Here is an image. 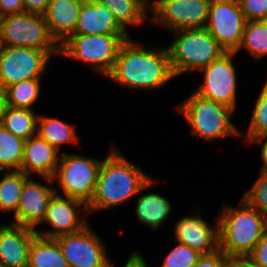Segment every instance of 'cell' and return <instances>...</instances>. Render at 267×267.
<instances>
[{"label": "cell", "instance_id": "6da1fadb", "mask_svg": "<svg viewBox=\"0 0 267 267\" xmlns=\"http://www.w3.org/2000/svg\"><path fill=\"white\" fill-rule=\"evenodd\" d=\"M129 37L120 46L114 67L106 77L111 83L130 90L164 88L176 78L167 47L143 46Z\"/></svg>", "mask_w": 267, "mask_h": 267}, {"label": "cell", "instance_id": "7a4b0ae2", "mask_svg": "<svg viewBox=\"0 0 267 267\" xmlns=\"http://www.w3.org/2000/svg\"><path fill=\"white\" fill-rule=\"evenodd\" d=\"M157 180L144 173L142 167L126 159L114 145L102 160L91 202L89 214L116 208L133 196L151 188Z\"/></svg>", "mask_w": 267, "mask_h": 267}, {"label": "cell", "instance_id": "3957f363", "mask_svg": "<svg viewBox=\"0 0 267 267\" xmlns=\"http://www.w3.org/2000/svg\"><path fill=\"white\" fill-rule=\"evenodd\" d=\"M239 207L223 205L217 214L219 245L228 258H246L267 231V217L242 198Z\"/></svg>", "mask_w": 267, "mask_h": 267}, {"label": "cell", "instance_id": "277c9868", "mask_svg": "<svg viewBox=\"0 0 267 267\" xmlns=\"http://www.w3.org/2000/svg\"><path fill=\"white\" fill-rule=\"evenodd\" d=\"M175 108L190 125L192 136L208 142L240 136V129L231 120L235 110L225 104L205 99L192 92Z\"/></svg>", "mask_w": 267, "mask_h": 267}, {"label": "cell", "instance_id": "5b68a950", "mask_svg": "<svg viewBox=\"0 0 267 267\" xmlns=\"http://www.w3.org/2000/svg\"><path fill=\"white\" fill-rule=\"evenodd\" d=\"M171 34L173 41L166 47L175 77L197 72L226 52L205 27L180 29Z\"/></svg>", "mask_w": 267, "mask_h": 267}, {"label": "cell", "instance_id": "8992f818", "mask_svg": "<svg viewBox=\"0 0 267 267\" xmlns=\"http://www.w3.org/2000/svg\"><path fill=\"white\" fill-rule=\"evenodd\" d=\"M129 37L130 34H72L60 44V55L88 64L106 78L114 67L121 44Z\"/></svg>", "mask_w": 267, "mask_h": 267}, {"label": "cell", "instance_id": "52a82bcc", "mask_svg": "<svg viewBox=\"0 0 267 267\" xmlns=\"http://www.w3.org/2000/svg\"><path fill=\"white\" fill-rule=\"evenodd\" d=\"M102 160L62 151L51 177L52 182H55L53 186H57L54 188L55 193L79 200L87 206L94 194Z\"/></svg>", "mask_w": 267, "mask_h": 267}, {"label": "cell", "instance_id": "ba28073f", "mask_svg": "<svg viewBox=\"0 0 267 267\" xmlns=\"http://www.w3.org/2000/svg\"><path fill=\"white\" fill-rule=\"evenodd\" d=\"M0 46L60 51L44 16L28 12L0 18Z\"/></svg>", "mask_w": 267, "mask_h": 267}, {"label": "cell", "instance_id": "9c48e42d", "mask_svg": "<svg viewBox=\"0 0 267 267\" xmlns=\"http://www.w3.org/2000/svg\"><path fill=\"white\" fill-rule=\"evenodd\" d=\"M60 51L0 46V89L29 79H43L52 56Z\"/></svg>", "mask_w": 267, "mask_h": 267}, {"label": "cell", "instance_id": "30bf717a", "mask_svg": "<svg viewBox=\"0 0 267 267\" xmlns=\"http://www.w3.org/2000/svg\"><path fill=\"white\" fill-rule=\"evenodd\" d=\"M236 52H225L208 66L200 69L203 83L194 92L199 96L225 104L236 111L237 108V69L234 66Z\"/></svg>", "mask_w": 267, "mask_h": 267}, {"label": "cell", "instance_id": "8fae6325", "mask_svg": "<svg viewBox=\"0 0 267 267\" xmlns=\"http://www.w3.org/2000/svg\"><path fill=\"white\" fill-rule=\"evenodd\" d=\"M211 0H158L150 8L149 23L170 33L186 28H202L208 20Z\"/></svg>", "mask_w": 267, "mask_h": 267}, {"label": "cell", "instance_id": "7c38bea8", "mask_svg": "<svg viewBox=\"0 0 267 267\" xmlns=\"http://www.w3.org/2000/svg\"><path fill=\"white\" fill-rule=\"evenodd\" d=\"M54 239L69 267H111L107 246L90 224L81 231Z\"/></svg>", "mask_w": 267, "mask_h": 267}, {"label": "cell", "instance_id": "4fadbf2b", "mask_svg": "<svg viewBox=\"0 0 267 267\" xmlns=\"http://www.w3.org/2000/svg\"><path fill=\"white\" fill-rule=\"evenodd\" d=\"M246 21L238 0H211L205 28L226 52H236Z\"/></svg>", "mask_w": 267, "mask_h": 267}, {"label": "cell", "instance_id": "5bb4252c", "mask_svg": "<svg viewBox=\"0 0 267 267\" xmlns=\"http://www.w3.org/2000/svg\"><path fill=\"white\" fill-rule=\"evenodd\" d=\"M86 214L89 215L87 206L83 202L55 193L42 221L38 224L40 226L45 223L44 225L47 224L52 229L43 228V230H37L36 233L46 238L76 233L89 224Z\"/></svg>", "mask_w": 267, "mask_h": 267}, {"label": "cell", "instance_id": "9a60e30c", "mask_svg": "<svg viewBox=\"0 0 267 267\" xmlns=\"http://www.w3.org/2000/svg\"><path fill=\"white\" fill-rule=\"evenodd\" d=\"M40 178L45 181V184L33 180L32 176L24 182L17 211L14 214V219L11 218L10 222L31 228L35 232L39 230L38 224L42 221L49 202L55 194L52 179L49 177ZM46 184H51V186Z\"/></svg>", "mask_w": 267, "mask_h": 267}, {"label": "cell", "instance_id": "2e32d148", "mask_svg": "<svg viewBox=\"0 0 267 267\" xmlns=\"http://www.w3.org/2000/svg\"><path fill=\"white\" fill-rule=\"evenodd\" d=\"M200 212L198 209L175 223L173 241L188 245L200 254H211L220 249L218 219L211 226Z\"/></svg>", "mask_w": 267, "mask_h": 267}, {"label": "cell", "instance_id": "e0dca14e", "mask_svg": "<svg viewBox=\"0 0 267 267\" xmlns=\"http://www.w3.org/2000/svg\"><path fill=\"white\" fill-rule=\"evenodd\" d=\"M7 223L0 224V262L5 267H28L30 247L37 233L10 221Z\"/></svg>", "mask_w": 267, "mask_h": 267}, {"label": "cell", "instance_id": "ac0fdd59", "mask_svg": "<svg viewBox=\"0 0 267 267\" xmlns=\"http://www.w3.org/2000/svg\"><path fill=\"white\" fill-rule=\"evenodd\" d=\"M61 153L38 134L25 141L20 170L28 176L51 178L58 166Z\"/></svg>", "mask_w": 267, "mask_h": 267}, {"label": "cell", "instance_id": "d6986e66", "mask_svg": "<svg viewBox=\"0 0 267 267\" xmlns=\"http://www.w3.org/2000/svg\"><path fill=\"white\" fill-rule=\"evenodd\" d=\"M74 34H129L115 19L112 11L100 3L81 5Z\"/></svg>", "mask_w": 267, "mask_h": 267}, {"label": "cell", "instance_id": "ffe728a7", "mask_svg": "<svg viewBox=\"0 0 267 267\" xmlns=\"http://www.w3.org/2000/svg\"><path fill=\"white\" fill-rule=\"evenodd\" d=\"M81 5L77 0H50L43 14L51 36L60 45L77 26Z\"/></svg>", "mask_w": 267, "mask_h": 267}, {"label": "cell", "instance_id": "44dd1931", "mask_svg": "<svg viewBox=\"0 0 267 267\" xmlns=\"http://www.w3.org/2000/svg\"><path fill=\"white\" fill-rule=\"evenodd\" d=\"M135 214L137 220L154 231L160 229L171 215L172 206L163 195L150 192L139 196L136 201Z\"/></svg>", "mask_w": 267, "mask_h": 267}, {"label": "cell", "instance_id": "7402d4cb", "mask_svg": "<svg viewBox=\"0 0 267 267\" xmlns=\"http://www.w3.org/2000/svg\"><path fill=\"white\" fill-rule=\"evenodd\" d=\"M75 128L72 123L39 114L37 134L60 153H62L60 150L63 144L79 143Z\"/></svg>", "mask_w": 267, "mask_h": 267}, {"label": "cell", "instance_id": "603a6c76", "mask_svg": "<svg viewBox=\"0 0 267 267\" xmlns=\"http://www.w3.org/2000/svg\"><path fill=\"white\" fill-rule=\"evenodd\" d=\"M107 6L116 21L129 32V26L138 27L150 20V9L141 0H98Z\"/></svg>", "mask_w": 267, "mask_h": 267}, {"label": "cell", "instance_id": "cb8c5ba5", "mask_svg": "<svg viewBox=\"0 0 267 267\" xmlns=\"http://www.w3.org/2000/svg\"><path fill=\"white\" fill-rule=\"evenodd\" d=\"M28 267H69V264L54 238L36 235L29 251Z\"/></svg>", "mask_w": 267, "mask_h": 267}, {"label": "cell", "instance_id": "d4e9b609", "mask_svg": "<svg viewBox=\"0 0 267 267\" xmlns=\"http://www.w3.org/2000/svg\"><path fill=\"white\" fill-rule=\"evenodd\" d=\"M39 114L32 109L6 106L1 124L15 136L27 140L37 134Z\"/></svg>", "mask_w": 267, "mask_h": 267}, {"label": "cell", "instance_id": "484cf974", "mask_svg": "<svg viewBox=\"0 0 267 267\" xmlns=\"http://www.w3.org/2000/svg\"><path fill=\"white\" fill-rule=\"evenodd\" d=\"M0 177V212L17 211L24 182L30 177L21 170H9Z\"/></svg>", "mask_w": 267, "mask_h": 267}, {"label": "cell", "instance_id": "4316f807", "mask_svg": "<svg viewBox=\"0 0 267 267\" xmlns=\"http://www.w3.org/2000/svg\"><path fill=\"white\" fill-rule=\"evenodd\" d=\"M240 49H244L254 60L267 57V20L246 21L237 54Z\"/></svg>", "mask_w": 267, "mask_h": 267}, {"label": "cell", "instance_id": "83f0119b", "mask_svg": "<svg viewBox=\"0 0 267 267\" xmlns=\"http://www.w3.org/2000/svg\"><path fill=\"white\" fill-rule=\"evenodd\" d=\"M41 81L43 79H29L6 87L3 91L7 106L34 110L33 105L41 95Z\"/></svg>", "mask_w": 267, "mask_h": 267}, {"label": "cell", "instance_id": "f1b7e54d", "mask_svg": "<svg viewBox=\"0 0 267 267\" xmlns=\"http://www.w3.org/2000/svg\"><path fill=\"white\" fill-rule=\"evenodd\" d=\"M25 140L15 136L0 124V171L20 170Z\"/></svg>", "mask_w": 267, "mask_h": 267}, {"label": "cell", "instance_id": "f546056e", "mask_svg": "<svg viewBox=\"0 0 267 267\" xmlns=\"http://www.w3.org/2000/svg\"><path fill=\"white\" fill-rule=\"evenodd\" d=\"M244 134V142L261 136H267V81L263 84L261 91L255 101L250 123L246 133L240 131V136Z\"/></svg>", "mask_w": 267, "mask_h": 267}, {"label": "cell", "instance_id": "4dcf8cb0", "mask_svg": "<svg viewBox=\"0 0 267 267\" xmlns=\"http://www.w3.org/2000/svg\"><path fill=\"white\" fill-rule=\"evenodd\" d=\"M241 197L249 206L267 217V172L260 171L256 181Z\"/></svg>", "mask_w": 267, "mask_h": 267}, {"label": "cell", "instance_id": "1f68e13d", "mask_svg": "<svg viewBox=\"0 0 267 267\" xmlns=\"http://www.w3.org/2000/svg\"><path fill=\"white\" fill-rule=\"evenodd\" d=\"M176 243L175 247L163 258L161 267H194L202 254L188 245Z\"/></svg>", "mask_w": 267, "mask_h": 267}, {"label": "cell", "instance_id": "d6a6232c", "mask_svg": "<svg viewBox=\"0 0 267 267\" xmlns=\"http://www.w3.org/2000/svg\"><path fill=\"white\" fill-rule=\"evenodd\" d=\"M247 21L267 20V0H238Z\"/></svg>", "mask_w": 267, "mask_h": 267}, {"label": "cell", "instance_id": "836d02e7", "mask_svg": "<svg viewBox=\"0 0 267 267\" xmlns=\"http://www.w3.org/2000/svg\"><path fill=\"white\" fill-rule=\"evenodd\" d=\"M255 267H267V231L246 257Z\"/></svg>", "mask_w": 267, "mask_h": 267}, {"label": "cell", "instance_id": "e575fe53", "mask_svg": "<svg viewBox=\"0 0 267 267\" xmlns=\"http://www.w3.org/2000/svg\"><path fill=\"white\" fill-rule=\"evenodd\" d=\"M228 257L222 250L211 254H202L194 267H226Z\"/></svg>", "mask_w": 267, "mask_h": 267}, {"label": "cell", "instance_id": "d590c367", "mask_svg": "<svg viewBox=\"0 0 267 267\" xmlns=\"http://www.w3.org/2000/svg\"><path fill=\"white\" fill-rule=\"evenodd\" d=\"M23 12V0H0V18Z\"/></svg>", "mask_w": 267, "mask_h": 267}, {"label": "cell", "instance_id": "8d00e7d4", "mask_svg": "<svg viewBox=\"0 0 267 267\" xmlns=\"http://www.w3.org/2000/svg\"><path fill=\"white\" fill-rule=\"evenodd\" d=\"M50 0H23L24 12L44 14Z\"/></svg>", "mask_w": 267, "mask_h": 267}, {"label": "cell", "instance_id": "74e56055", "mask_svg": "<svg viewBox=\"0 0 267 267\" xmlns=\"http://www.w3.org/2000/svg\"><path fill=\"white\" fill-rule=\"evenodd\" d=\"M256 143L257 144L261 143L259 154L261 157L262 165L260 171L267 172V136L252 138L247 142V144H256Z\"/></svg>", "mask_w": 267, "mask_h": 267}, {"label": "cell", "instance_id": "f35d334b", "mask_svg": "<svg viewBox=\"0 0 267 267\" xmlns=\"http://www.w3.org/2000/svg\"><path fill=\"white\" fill-rule=\"evenodd\" d=\"M127 259L123 267H149L138 250L133 251ZM111 267H115V262L111 263Z\"/></svg>", "mask_w": 267, "mask_h": 267}, {"label": "cell", "instance_id": "ab89813d", "mask_svg": "<svg viewBox=\"0 0 267 267\" xmlns=\"http://www.w3.org/2000/svg\"><path fill=\"white\" fill-rule=\"evenodd\" d=\"M226 267H255L247 258H229Z\"/></svg>", "mask_w": 267, "mask_h": 267}, {"label": "cell", "instance_id": "60d3db41", "mask_svg": "<svg viewBox=\"0 0 267 267\" xmlns=\"http://www.w3.org/2000/svg\"><path fill=\"white\" fill-rule=\"evenodd\" d=\"M6 106H7V103H6L4 91L0 89V124L2 122V118H3Z\"/></svg>", "mask_w": 267, "mask_h": 267}, {"label": "cell", "instance_id": "b9f144b4", "mask_svg": "<svg viewBox=\"0 0 267 267\" xmlns=\"http://www.w3.org/2000/svg\"><path fill=\"white\" fill-rule=\"evenodd\" d=\"M149 9L158 1V0H141Z\"/></svg>", "mask_w": 267, "mask_h": 267}, {"label": "cell", "instance_id": "7bdbcfd3", "mask_svg": "<svg viewBox=\"0 0 267 267\" xmlns=\"http://www.w3.org/2000/svg\"><path fill=\"white\" fill-rule=\"evenodd\" d=\"M98 0H77V2L80 5H87V4H93L95 2H97Z\"/></svg>", "mask_w": 267, "mask_h": 267}]
</instances>
